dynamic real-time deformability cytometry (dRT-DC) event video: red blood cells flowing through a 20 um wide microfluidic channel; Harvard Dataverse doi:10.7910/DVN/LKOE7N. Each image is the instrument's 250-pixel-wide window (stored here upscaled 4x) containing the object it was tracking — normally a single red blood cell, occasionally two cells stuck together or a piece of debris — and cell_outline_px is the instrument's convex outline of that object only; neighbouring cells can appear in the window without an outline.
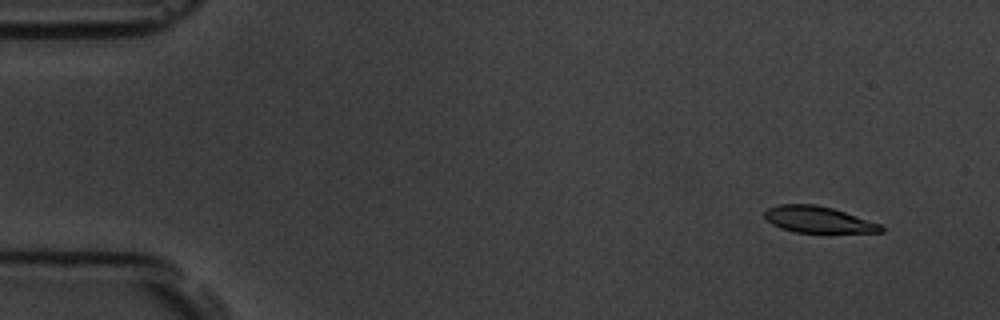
{"species": "common noctule bat (a hibernating species)", "species_latin": "Nyctalus noctula", "temperature_condition": "room temperature", "stored_images_in_passage": 4, "camera_frame_rate_fps": 3000, "um_per_image_px": 0.085, "animal": {"sex": "male", "body_mass_g": 19.5, "forearm_length_mm": 54.6}, "frame": {"image": 1, "passage_image": 1, "time_ms": 0.0, "image_size_px": [1000, 320], "cell_outline_px": [[884, 232], [796, 232], [780, 228], [772, 224], [764, 216], [764, 212], [768, 208], [780, 204], [816, 204], [832, 208], [880, 224], [884, 228]], "centroid_in_image_um": [69.51, 18.66], "position_along_channel_um": 15.5, "area_um2": 17.63}}
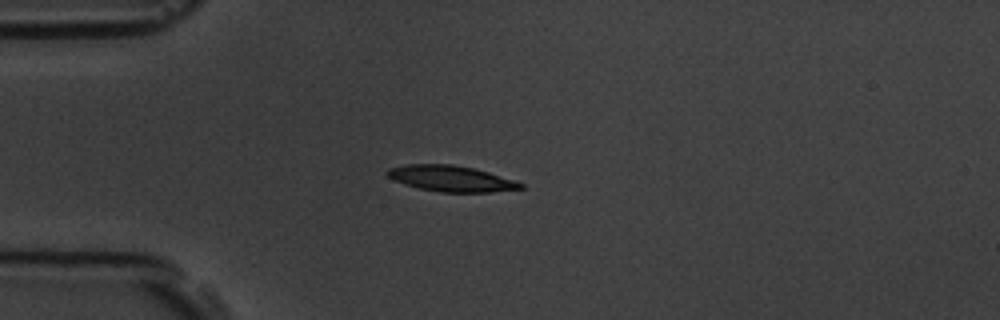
{"frame": {"image": 2, "passage_image": 4, "time_ms": 3.333, "image_size_px": [1000, 320], "cell_outline_px": [[524, 188], [492, 192], [440, 192], [420, 188], [404, 184], [388, 176], [384, 172], [388, 168], [408, 164], [452, 164], [472, 168], [488, 172], [524, 184]], "centroid_in_image_um": [38.31, 15.17], "position_along_channel_um": 46.7, "area_um2": 19.88}}